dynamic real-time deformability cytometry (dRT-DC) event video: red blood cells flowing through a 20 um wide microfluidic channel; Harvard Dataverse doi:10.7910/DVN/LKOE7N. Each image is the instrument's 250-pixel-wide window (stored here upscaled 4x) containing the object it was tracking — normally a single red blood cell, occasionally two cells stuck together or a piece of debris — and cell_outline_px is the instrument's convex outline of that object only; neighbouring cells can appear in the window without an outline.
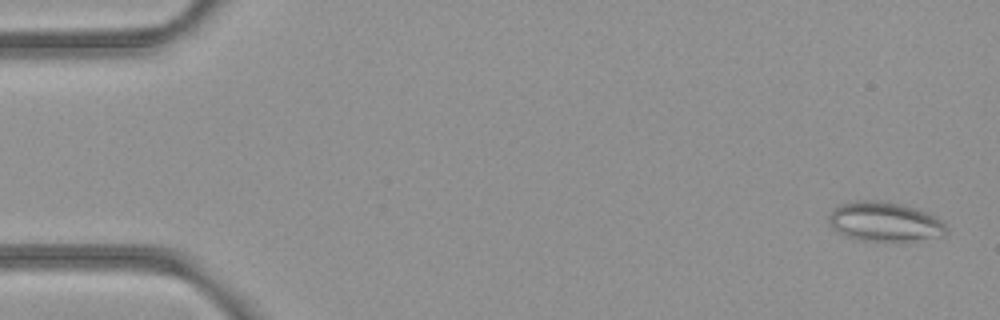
{"species": "common noctule bat (a hibernating species)", "species_latin": "Nyctalus noctula", "temperature_condition": "room temperature", "stored_images_in_passage": 52, "camera_frame_rate_fps": 3000, "um_per_image_px": 0.085, "animal": {"sex": "female", "body_mass_g": 21.9}, "frame": {"image": 1, "passage_image": 2, "time_ms": 0.333, "image_size_px": [1000, 320], "cell_outline_px": [[948, 232], [944, 236], [908, 240], [860, 240], [848, 236], [832, 228], [828, 220], [828, 216], [832, 208], [840, 204], [860, 200], [876, 200], [900, 204], [928, 212], [936, 216], [944, 224]], "centroid_in_image_um": [75.18, 18.82], "position_along_channel_um": 9.8, "area_um2": 26.7}}
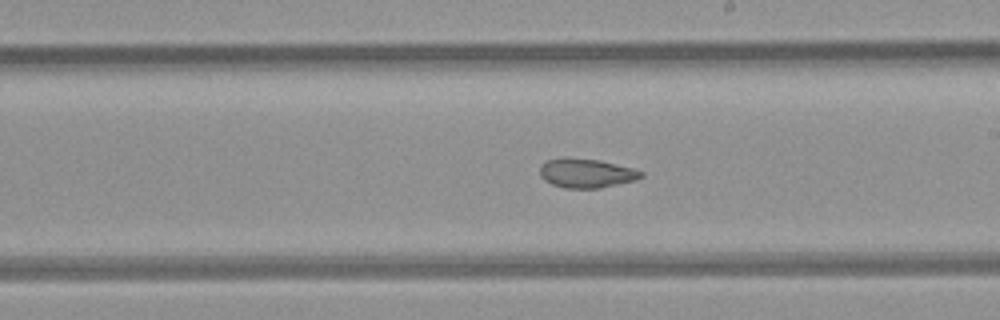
{"frame": {"image": 2, "passage_image": 30, "time_ms": 9.667, "image_size_px": [1000, 320], "cell_outline_px": [[644, 176], [636, 180], [600, 188], [564, 188], [552, 184], [544, 180], [540, 176], [540, 164], [548, 160], [564, 156], [600, 160], [632, 168], [644, 172]], "centroid_in_image_um": [49.82, 14.71], "position_along_channel_um": 239.2, "area_um2": 17.46}}
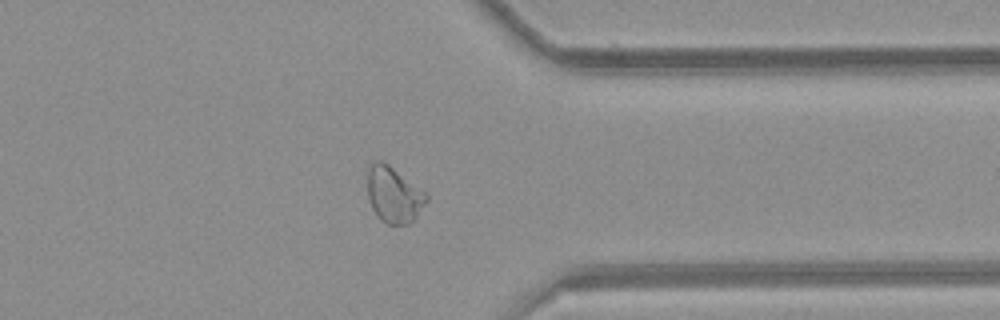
{"frame": {"image": 3, "passage_image": 41, "time_ms": 13.333, "image_size_px": [1000, 320], "cell_outline_px": [[428, 200], [416, 216], [408, 224], [388, 224], [380, 220], [376, 216], [372, 208], [368, 196], [368, 168], [376, 160], [380, 160], [388, 164], [424, 192], [428, 196]], "centroid_in_image_um": [33.44, 16.57], "position_along_channel_um": 378.0, "area_um2": 18.84}, "authors_computed_cell_mechanics": {"area_um2": 20.1144, "velocity_mm_per_s": 3.9759, "shape_relaxation_time_tau1_ms": null, "shape_relaxation_time_tau2_ms": 2.8845, "deformation_change_tau1": null, "deformation_change_tau2": 0.0919}}